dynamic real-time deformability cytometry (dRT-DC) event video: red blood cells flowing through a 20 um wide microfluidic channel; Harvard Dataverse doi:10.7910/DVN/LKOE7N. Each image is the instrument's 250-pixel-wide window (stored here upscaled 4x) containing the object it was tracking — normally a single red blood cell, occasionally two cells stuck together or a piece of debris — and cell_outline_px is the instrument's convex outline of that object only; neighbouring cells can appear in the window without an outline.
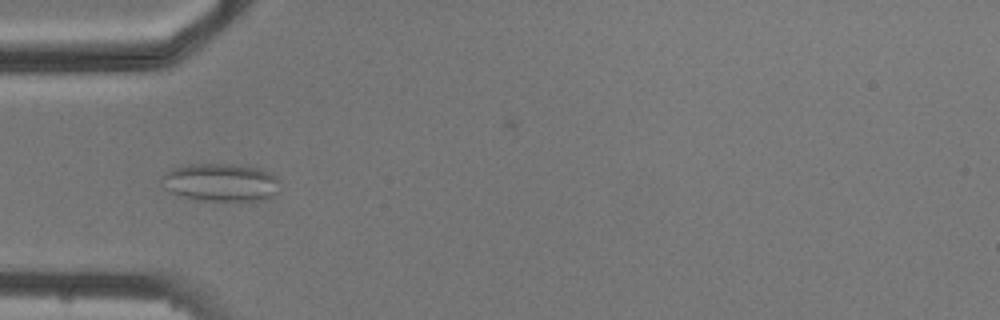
{"species": "common noctule bat (a hibernating species)", "species_latin": "Nyctalus noctula", "temperature_condition": "cold", "stored_images_in_passage": 8, "camera_frame_rate_fps": 3000, "um_per_image_px": 0.085, "animal": {"sex": "male", "body_mass_g": 20.5, "forearm_length_mm": 52.5}, "frame": {"image": 1, "passage_image": 5, "time_ms": 5.667, "image_size_px": [1000, 320], "cell_outline_px": [[280, 192], [276, 196], [264, 200], [196, 200], [172, 192], [164, 188], [160, 180], [160, 176], [172, 168], [192, 164], [232, 164], [260, 168], [276, 176], [280, 180]], "centroid_in_image_um": [18.81, 15.5], "position_along_channel_um": 66.2, "area_um2": 26.41}}